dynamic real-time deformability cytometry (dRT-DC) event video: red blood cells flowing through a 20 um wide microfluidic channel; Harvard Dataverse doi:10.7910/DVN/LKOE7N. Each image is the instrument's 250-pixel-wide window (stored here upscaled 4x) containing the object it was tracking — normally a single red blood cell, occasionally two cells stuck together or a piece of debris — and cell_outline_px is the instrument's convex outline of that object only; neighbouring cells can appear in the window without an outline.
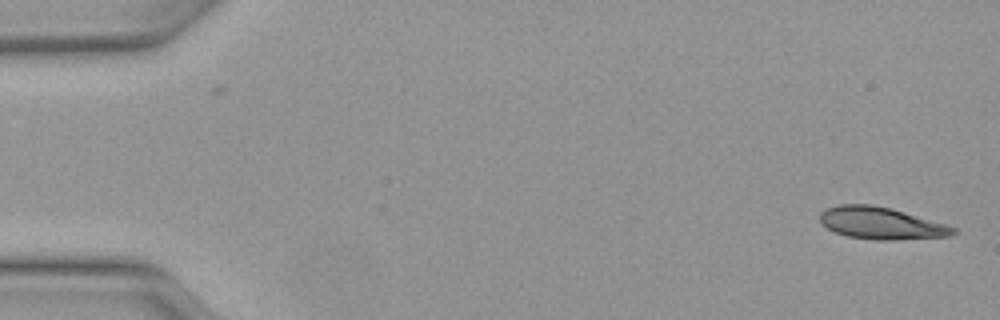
{"species": "Egyptian fruit bat (a non-hibernating species)", "species_latin": "Rousettus aegyptiacus", "temperature_condition": "warm", "stored_images_in_passage": 49, "camera_frame_rate_fps": 3000, "um_per_image_px": 0.085, "animal": {"sex": "female"}, "frame": {"image": 1, "passage_image": 1, "time_ms": 0.0, "image_size_px": [1000, 320], "cell_outline_px": [[956, 232], [952, 236], [896, 240], [876, 240], [848, 236], [836, 232], [820, 224], [820, 212], [824, 208], [840, 204], [872, 204], [892, 208], [944, 224], [956, 228]], "centroid_in_image_um": [74.86, 18.96], "position_along_channel_um": 10.1, "area_um2": 24.97}}
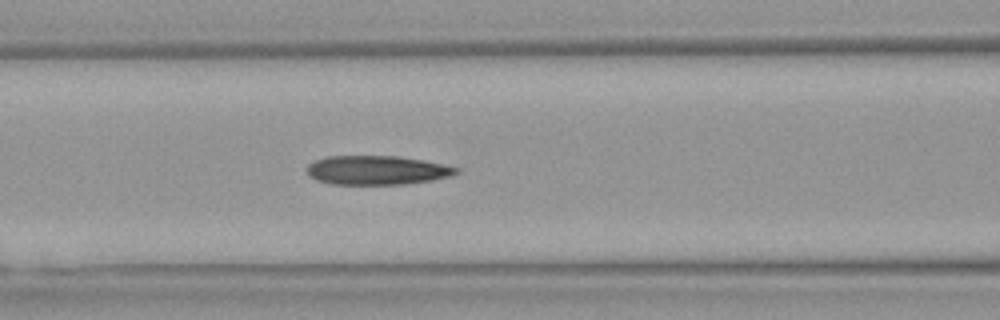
{"frame": {"image": 2, "passage_image": 20, "time_ms": 6.333, "image_size_px": [1000, 320], "cell_outline_px": [[460, 172], [452, 176], [432, 180], [404, 184], [332, 184], [316, 180], [308, 176], [304, 168], [308, 164], [324, 156], [396, 156], [424, 160], [460, 168]], "centroid_in_image_um": [32.01, 14.46], "position_along_channel_um": 134.6, "area_um2": 25.55}}
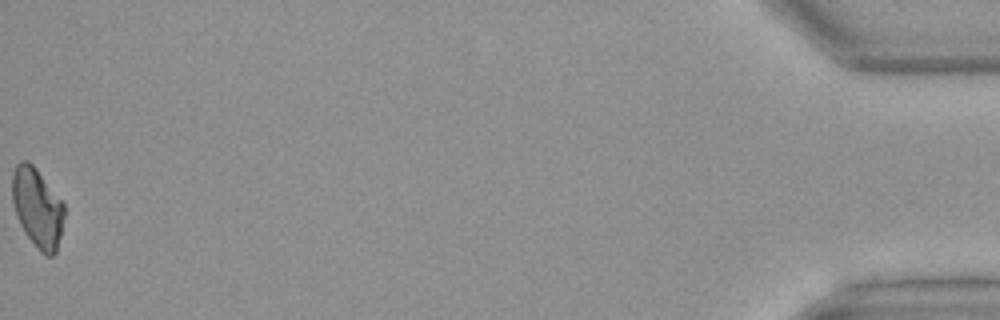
{"frame": {"image": 3, "passage_image": 49, "time_ms": 16.0, "image_size_px": [1000, 320], "cell_outline_px": [[64, 216], [60, 236], [56, 252], [52, 256], [44, 256], [40, 252], [28, 236], [20, 224], [12, 200], [12, 172], [16, 164], [20, 160], [28, 160], [36, 168], [64, 204]], "centroid_in_image_um": [3.17, 17.64], "position_along_channel_um": 432.0, "area_um2": 23.87}, "authors_computed_cell_mechanics": {"area_um2": 25.3164, "velocity_mm_per_s": 4.121, "shape_relaxation_time_tau1_ms": null, "shape_relaxation_time_tau2_ms": 4.6409, "deformation_change_tau1": null, "deformation_change_tau2": 0.1254}}